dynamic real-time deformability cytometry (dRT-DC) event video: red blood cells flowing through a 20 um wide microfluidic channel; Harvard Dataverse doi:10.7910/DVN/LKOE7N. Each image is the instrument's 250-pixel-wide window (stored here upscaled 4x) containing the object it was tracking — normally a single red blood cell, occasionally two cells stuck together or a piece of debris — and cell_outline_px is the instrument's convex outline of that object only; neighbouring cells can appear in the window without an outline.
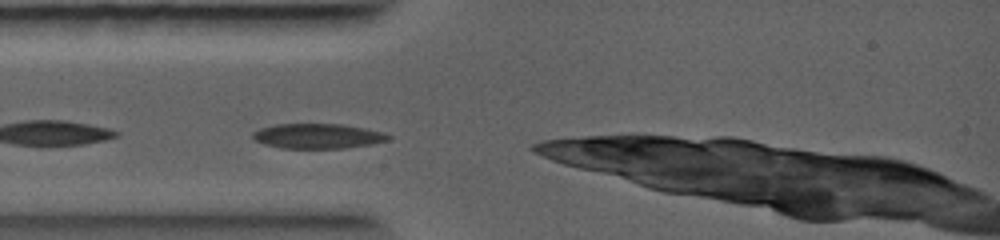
{"species": "common noctule bat (a hibernating species)", "species_latin": "Nyctalus noctula", "temperature_condition": "warm", "stored_images_in_passage": 1, "camera_frame_rate_fps": 5000, "um_per_image_px": 0.085, "animal": {"sex": "female", "body_mass_g": 19.0, "forearm_length_mm": 56.7}, "frame": {"image": 1, "passage_image": 1, "time_ms": 0.0, "image_size_px": [1000, 240], "cell_outline_px": [[392, 136], [388, 140], [372, 144], [344, 148], [280, 148], [264, 144], [256, 140], [252, 136], [252, 132], [260, 128], [276, 124], [344, 124], [384, 132]], "centroid_in_image_um": [27.02, 11.56], "position_along_channel_um": 58.0, "area_um2": 19.71}}